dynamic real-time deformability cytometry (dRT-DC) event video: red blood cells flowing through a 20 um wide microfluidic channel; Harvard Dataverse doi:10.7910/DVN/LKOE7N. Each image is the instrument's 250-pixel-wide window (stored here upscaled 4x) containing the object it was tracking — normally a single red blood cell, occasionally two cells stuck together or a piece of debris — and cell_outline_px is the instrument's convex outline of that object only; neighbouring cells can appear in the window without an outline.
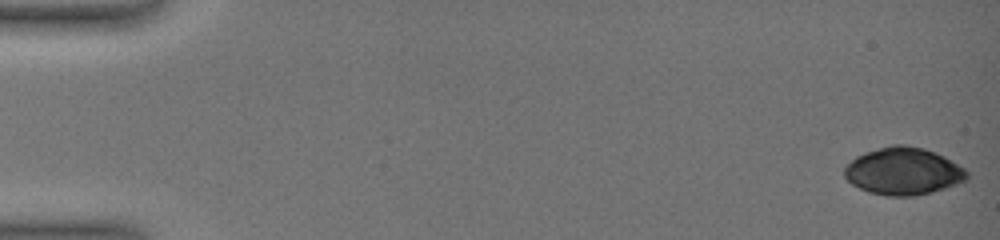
{"species": "common noctule bat (a hibernating species)", "species_latin": "Nyctalus noctula", "temperature_condition": "warm", "stored_images_in_passage": 25, "camera_frame_rate_fps": 3000, "um_per_image_px": 0.085, "animal": {"sex": "female", "body_mass_g": 19.0, "forearm_length_mm": 51.5}, "frame": {"image": 1, "passage_image": 1, "time_ms": 0.0, "image_size_px": [1000, 240], "cell_outline_px": [[968, 180], [932, 192], [916, 196], [888, 196], [868, 192], [852, 184], [844, 176], [844, 168], [856, 156], [864, 152], [892, 144], [904, 144], [924, 148], [944, 156], [964, 168], [968, 172]], "centroid_in_image_um": [76.78, 14.55], "position_along_channel_um": 8.2, "area_um2": 33.87}}
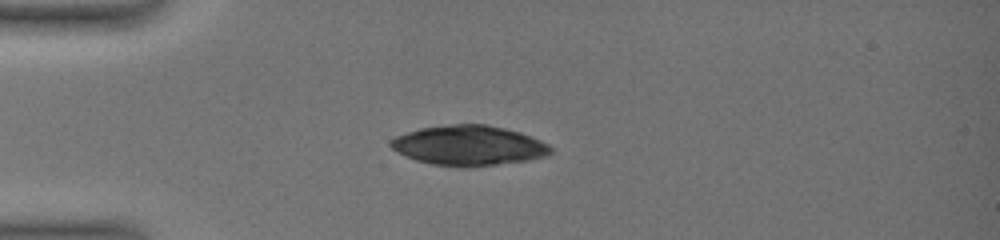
{"frame": {"image": 2, "passage_image": 22, "time_ms": 5.0, "image_size_px": [1000, 240], "cell_outline_px": [[552, 152], [548, 156], [528, 160], [468, 168], [460, 168], [432, 164], [416, 160], [404, 156], [396, 152], [388, 144], [388, 140], [396, 136], [420, 128], [452, 124], [484, 124], [504, 128], [520, 132], [540, 140], [548, 144], [552, 148]], "centroid_in_image_um": [39.83, 12.38], "position_along_channel_um": 45.2, "area_um2": 37.57}}